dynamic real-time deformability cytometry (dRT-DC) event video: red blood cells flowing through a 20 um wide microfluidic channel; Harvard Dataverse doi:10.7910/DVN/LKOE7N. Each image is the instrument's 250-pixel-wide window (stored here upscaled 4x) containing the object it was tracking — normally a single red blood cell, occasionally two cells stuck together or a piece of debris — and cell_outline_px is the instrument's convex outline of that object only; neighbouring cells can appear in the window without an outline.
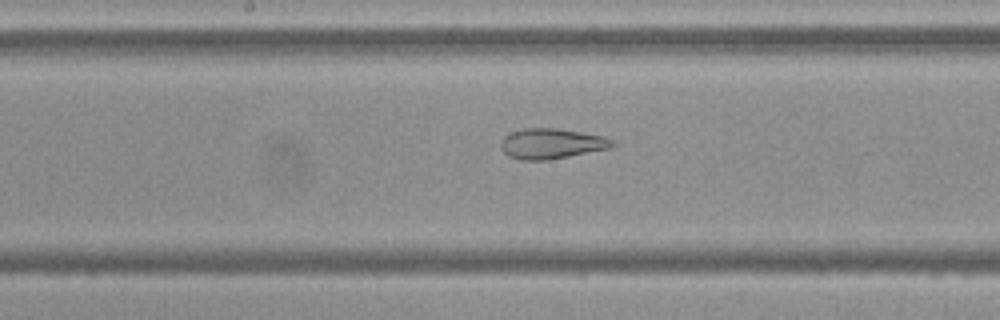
{"species": "Egyptian fruit bat (a non-hibernating species)", "species_latin": "Rousettus aegyptiacus", "temperature_condition": "cold", "stored_images_in_passage": 56, "camera_frame_rate_fps": 3000, "um_per_image_px": 0.085, "frame": {"image": 1, "passage_image": 28, "time_ms": 9.0, "image_size_px": [1000, 320], "cell_outline_px": [[616, 144], [608, 148], [548, 160], [520, 160], [508, 156], [500, 148], [500, 140], [504, 136], [512, 132], [524, 128], [556, 128], [580, 132], [600, 136], [612, 140]], "centroid_in_image_um": [46.79, 12.21], "position_along_channel_um": 201.4, "area_um2": 19.48}}
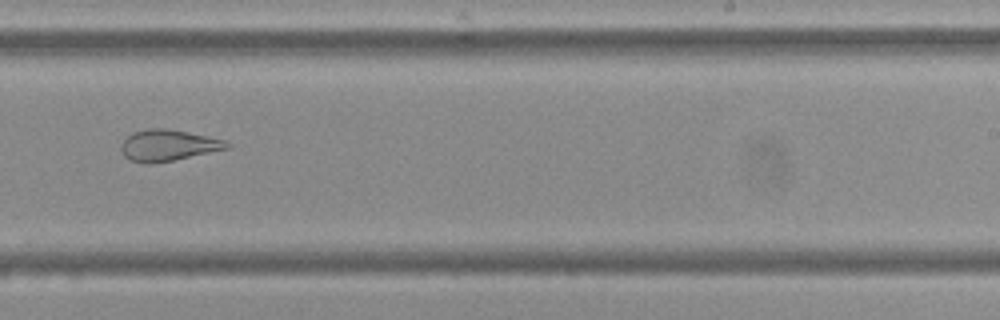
{"frame": {"image": 2, "passage_image": 34, "time_ms": 11.0, "image_size_px": [1000, 320], "cell_outline_px": [[232, 148], [172, 160], [148, 164], [132, 160], [124, 156], [120, 148], [120, 144], [132, 132], [148, 128], [164, 128], [188, 132], [208, 136], [224, 140], [232, 144]], "centroid_in_image_um": [14.31, 12.34], "position_along_channel_um": 274.7, "area_um2": 19.25}}
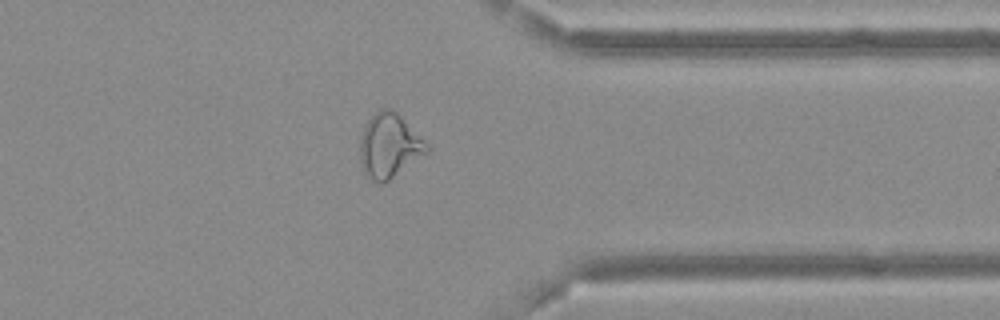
{"frame": {"image": 3, "passage_image": 43, "time_ms": 14.0, "image_size_px": [1000, 320], "cell_outline_px": [[432, 148], [428, 152], [388, 180], [380, 184], [372, 180], [364, 172], [360, 164], [360, 136], [368, 120], [380, 108], [388, 108], [396, 112]], "centroid_in_image_um": [33.07, 12.39], "position_along_channel_um": 378.3, "area_um2": 24.68}, "authors_computed_cell_mechanics": {"area_um2": 25.8077, "velocity_mm_per_s": 3.6835, "shape_relaxation_time_tau1_ms": null, "shape_relaxation_time_tau2_ms": 2.0976, "deformation_change_tau1": null, "deformation_change_tau2": 0.1004}}